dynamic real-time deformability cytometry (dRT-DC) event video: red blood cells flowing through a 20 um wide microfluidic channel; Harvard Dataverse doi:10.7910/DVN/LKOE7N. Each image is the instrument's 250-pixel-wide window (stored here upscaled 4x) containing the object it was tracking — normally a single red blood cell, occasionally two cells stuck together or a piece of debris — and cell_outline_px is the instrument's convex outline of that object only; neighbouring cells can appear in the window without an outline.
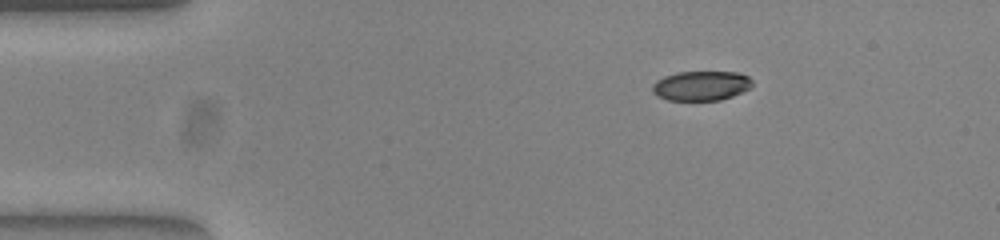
{"species": "common noctule bat (a hibernating species)", "species_latin": "Nyctalus noctula", "temperature_condition": "warm", "stored_images_in_passage": 8, "camera_frame_rate_fps": 3000, "um_per_image_px": 0.085, "animal": {"sex": "female", "body_mass_g": 23.0, "forearm_length_mm": 53.4}, "frame": {"image": 1, "passage_image": 1, "time_ms": 0.0, "image_size_px": [1000, 240], "cell_outline_px": [[752, 84], [748, 88], [732, 96], [720, 100], [668, 100], [656, 96], [652, 92], [652, 84], [656, 80], [664, 76], [676, 72], [740, 72], [748, 76], [752, 80]], "centroid_in_image_um": [59.55, 7.28], "position_along_channel_um": 25.4, "area_um2": 17.28}}